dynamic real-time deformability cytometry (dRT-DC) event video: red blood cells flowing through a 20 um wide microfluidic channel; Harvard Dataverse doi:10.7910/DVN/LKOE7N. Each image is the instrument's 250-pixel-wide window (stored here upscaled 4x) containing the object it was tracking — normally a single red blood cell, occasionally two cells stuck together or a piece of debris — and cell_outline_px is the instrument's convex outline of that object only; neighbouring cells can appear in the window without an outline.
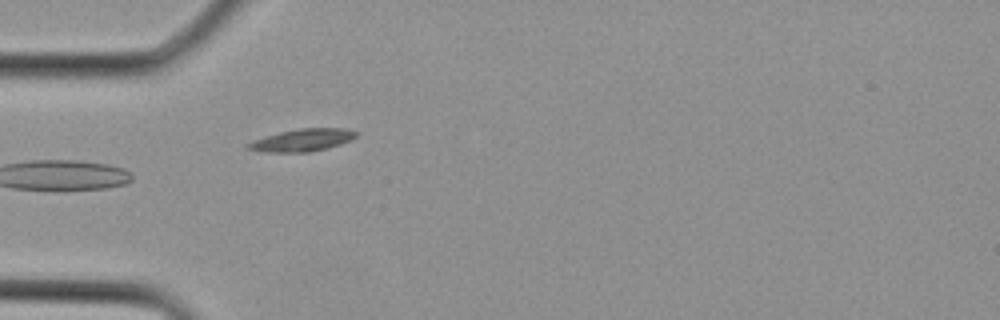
{"species": "Egyptian fruit bat (a non-hibernating species)", "species_latin": "Rousettus aegyptiacus", "temperature_condition": "cold", "stored_images_in_passage": 2, "camera_frame_rate_fps": 3000, "um_per_image_px": 0.085, "animal": {"sex": "female"}, "frame": {"image": 1, "passage_image": 2, "time_ms": 0.333, "image_size_px": [1000, 320], "cell_outline_px": [[360, 132], [352, 140], [328, 148], [308, 152], [264, 152], [244, 148], [244, 144], [252, 140], [280, 132], [300, 128], [348, 128]], "centroid_in_image_um": [25.7, 11.91], "position_along_channel_um": 59.3, "area_um2": 14.33}}